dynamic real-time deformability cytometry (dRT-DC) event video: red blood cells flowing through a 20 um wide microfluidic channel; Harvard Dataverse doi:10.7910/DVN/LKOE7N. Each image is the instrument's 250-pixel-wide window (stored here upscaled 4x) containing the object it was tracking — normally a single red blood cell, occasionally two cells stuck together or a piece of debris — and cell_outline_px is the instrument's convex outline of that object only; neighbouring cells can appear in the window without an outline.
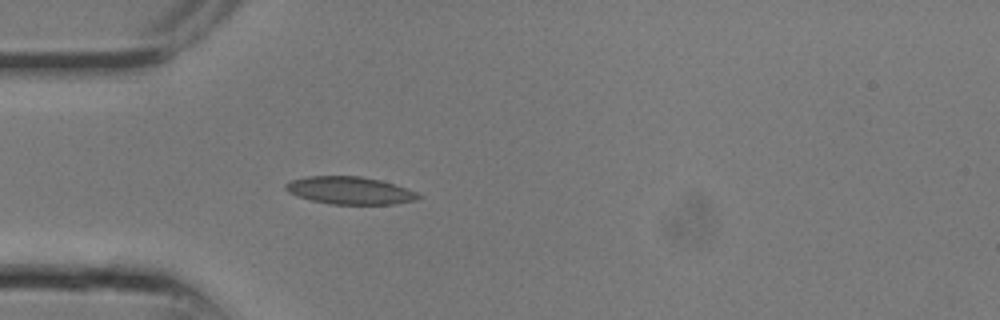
{"species": "common noctule bat (a hibernating species)", "species_latin": "Nyctalus noctula", "temperature_condition": "room temperature", "stored_images_in_passage": 23, "camera_frame_rate_fps": 3000, "um_per_image_px": 0.085, "animal": {"sex": "male", "body_mass_g": 13.3}, "frame": {"image": 1, "passage_image": 6, "time_ms": 1.667, "image_size_px": [1000, 320], "cell_outline_px": [[424, 196], [416, 200], [392, 204], [332, 204], [312, 200], [296, 196], [288, 192], [284, 188], [284, 184], [292, 180], [308, 176], [360, 176], [380, 180], [416, 192]], "centroid_in_image_um": [29.71, 16.19], "position_along_channel_um": 55.3, "area_um2": 21.15}}
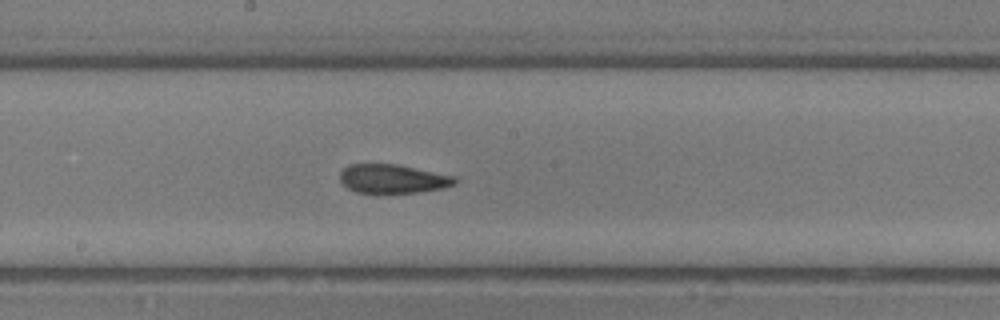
{"frame": {"image": 2, "passage_image": 12, "time_ms": 3.667, "image_size_px": [1000, 320], "cell_outline_px": [[460, 180], [456, 184], [444, 188], [420, 192], [356, 192], [348, 188], [340, 180], [340, 172], [348, 164], [396, 164], [456, 176]], "centroid_in_image_um": [33.44, 15.19], "position_along_channel_um": 214.8, "area_um2": 19.31}}
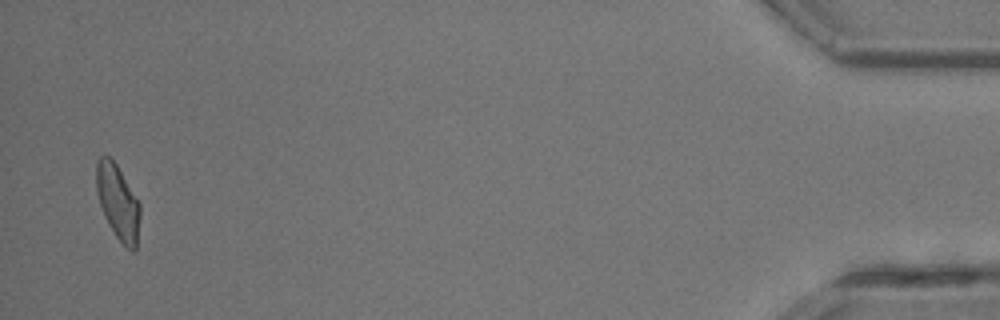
{"frame": {"image": 3, "passage_image": 23, "time_ms": 7.333, "image_size_px": [1000, 320], "cell_outline_px": [[140, 216], [136, 248], [132, 252], [116, 236], [108, 224], [104, 216], [96, 192], [96, 164], [100, 156], [112, 156], [140, 204]], "centroid_in_image_um": [10.01, 17.14], "position_along_channel_um": 425.2, "area_um2": 19.02}}